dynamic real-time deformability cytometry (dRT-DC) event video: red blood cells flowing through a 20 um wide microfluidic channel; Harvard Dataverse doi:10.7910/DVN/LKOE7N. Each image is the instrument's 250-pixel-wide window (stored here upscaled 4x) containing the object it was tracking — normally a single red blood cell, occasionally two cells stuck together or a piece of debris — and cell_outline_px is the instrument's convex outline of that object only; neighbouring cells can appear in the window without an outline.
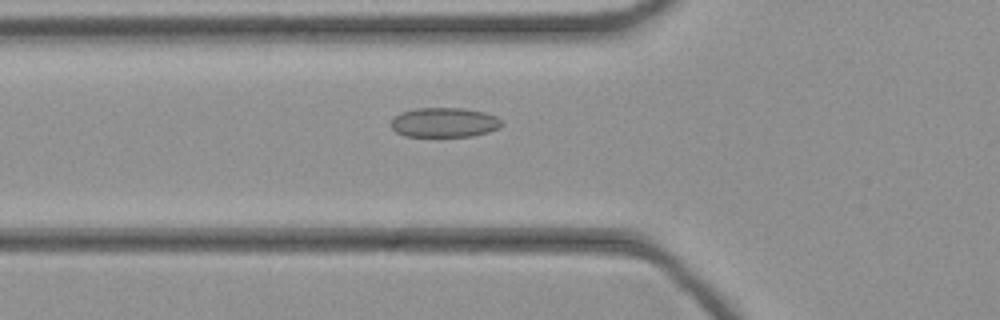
{"species": "common noctule bat (a hibernating species)", "species_latin": "Nyctalus noctula", "temperature_condition": "cold", "stored_images_in_passage": 46, "camera_frame_rate_fps": 3000, "um_per_image_px": 0.085, "animal": {"sex": "female", "body_mass_g": 21.9}, "frame": {"image": 1, "passage_image": 16, "time_ms": 5.0, "image_size_px": [1000, 320], "cell_outline_px": [[504, 124], [500, 128], [488, 132], [472, 136], [404, 136], [396, 132], [392, 128], [392, 120], [400, 112], [416, 108], [464, 108], [484, 112], [496, 116]], "centroid_in_image_um": [37.79, 10.4], "position_along_channel_um": 88.0, "area_um2": 19.13}}
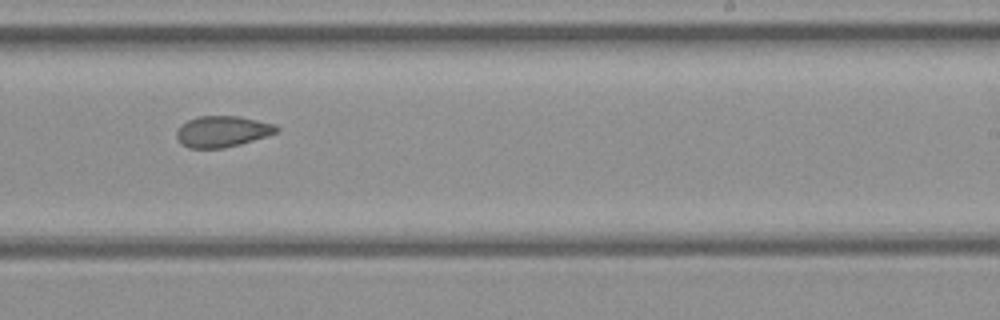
{"frame": {"image": 2, "passage_image": 28, "time_ms": 9.0, "image_size_px": [1000, 320], "cell_outline_px": [[280, 128], [276, 132], [268, 136], [240, 144], [224, 148], [188, 148], [180, 144], [176, 136], [176, 132], [188, 120], [200, 116], [240, 116], [276, 124]], "centroid_in_image_um": [18.93, 11.18], "position_along_channel_um": 270.1, "area_um2": 18.15}}
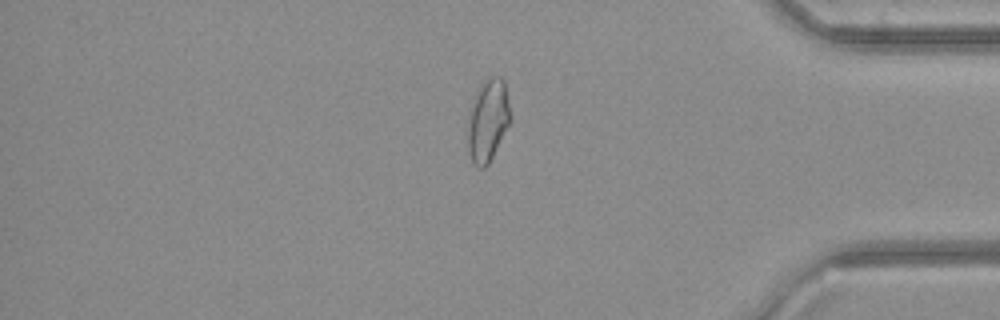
{"frame": {"image": 3, "passage_image": 38, "time_ms": 12.333, "image_size_px": [1000, 320], "cell_outline_px": [[512, 120], [488, 164], [484, 168], [476, 168], [472, 164], [468, 152], [468, 128], [472, 104], [480, 84], [488, 76], [500, 76], [504, 80], [512, 116]], "centroid_in_image_um": [41.49, 10.24], "position_along_channel_um": 393.7, "area_um2": 20.58}}